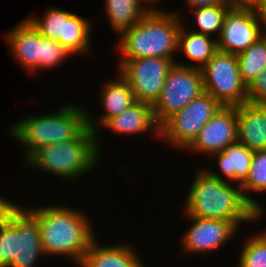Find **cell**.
Wrapping results in <instances>:
<instances>
[{"instance_id":"6da1fadb","label":"cell","mask_w":266,"mask_h":267,"mask_svg":"<svg viewBox=\"0 0 266 267\" xmlns=\"http://www.w3.org/2000/svg\"><path fill=\"white\" fill-rule=\"evenodd\" d=\"M183 216L222 219L238 229L241 223H257L259 211L245 198L241 186L234 187L210 175L205 168L195 175L185 199Z\"/></svg>"},{"instance_id":"7a4b0ae2","label":"cell","mask_w":266,"mask_h":267,"mask_svg":"<svg viewBox=\"0 0 266 267\" xmlns=\"http://www.w3.org/2000/svg\"><path fill=\"white\" fill-rule=\"evenodd\" d=\"M36 207L25 208L38 221L45 256H65L79 265L96 238L91 218L67 205Z\"/></svg>"},{"instance_id":"3957f363","label":"cell","mask_w":266,"mask_h":267,"mask_svg":"<svg viewBox=\"0 0 266 267\" xmlns=\"http://www.w3.org/2000/svg\"><path fill=\"white\" fill-rule=\"evenodd\" d=\"M48 114L28 115L10 126V135L23 145V163L39 148L78 139L88 128V111L65 104Z\"/></svg>"},{"instance_id":"277c9868","label":"cell","mask_w":266,"mask_h":267,"mask_svg":"<svg viewBox=\"0 0 266 267\" xmlns=\"http://www.w3.org/2000/svg\"><path fill=\"white\" fill-rule=\"evenodd\" d=\"M176 11H149L140 22L119 34V61L142 57L175 58L183 17ZM182 18V20H181Z\"/></svg>"},{"instance_id":"5b68a950","label":"cell","mask_w":266,"mask_h":267,"mask_svg":"<svg viewBox=\"0 0 266 267\" xmlns=\"http://www.w3.org/2000/svg\"><path fill=\"white\" fill-rule=\"evenodd\" d=\"M42 255L37 219L0 195V267H35Z\"/></svg>"},{"instance_id":"8992f818","label":"cell","mask_w":266,"mask_h":267,"mask_svg":"<svg viewBox=\"0 0 266 267\" xmlns=\"http://www.w3.org/2000/svg\"><path fill=\"white\" fill-rule=\"evenodd\" d=\"M96 133L88 128L78 139L43 146L23 164L28 168L45 171L55 178L77 181L92 172L100 162Z\"/></svg>"},{"instance_id":"52a82bcc","label":"cell","mask_w":266,"mask_h":267,"mask_svg":"<svg viewBox=\"0 0 266 267\" xmlns=\"http://www.w3.org/2000/svg\"><path fill=\"white\" fill-rule=\"evenodd\" d=\"M221 106L209 93L203 92L160 125L159 139L169 143L172 149L185 150Z\"/></svg>"},{"instance_id":"ba28073f","label":"cell","mask_w":266,"mask_h":267,"mask_svg":"<svg viewBox=\"0 0 266 267\" xmlns=\"http://www.w3.org/2000/svg\"><path fill=\"white\" fill-rule=\"evenodd\" d=\"M204 91L222 106L247 102V86L240 75L237 55L217 51L201 68Z\"/></svg>"},{"instance_id":"9c48e42d","label":"cell","mask_w":266,"mask_h":267,"mask_svg":"<svg viewBox=\"0 0 266 267\" xmlns=\"http://www.w3.org/2000/svg\"><path fill=\"white\" fill-rule=\"evenodd\" d=\"M203 92L201 69L174 63L165 78L161 94L152 105L155 121L160 126Z\"/></svg>"},{"instance_id":"30bf717a","label":"cell","mask_w":266,"mask_h":267,"mask_svg":"<svg viewBox=\"0 0 266 267\" xmlns=\"http://www.w3.org/2000/svg\"><path fill=\"white\" fill-rule=\"evenodd\" d=\"M176 58L142 57L119 61L118 72L128 82L135 100L153 105Z\"/></svg>"},{"instance_id":"8fae6325","label":"cell","mask_w":266,"mask_h":267,"mask_svg":"<svg viewBox=\"0 0 266 267\" xmlns=\"http://www.w3.org/2000/svg\"><path fill=\"white\" fill-rule=\"evenodd\" d=\"M266 33L262 21L247 2H239L226 14L220 36L219 51L235 54L246 50Z\"/></svg>"},{"instance_id":"7c38bea8","label":"cell","mask_w":266,"mask_h":267,"mask_svg":"<svg viewBox=\"0 0 266 267\" xmlns=\"http://www.w3.org/2000/svg\"><path fill=\"white\" fill-rule=\"evenodd\" d=\"M190 227L181 237L182 251L185 254H206L222 248L239 230L232 222L222 219H204L185 216ZM219 248V249H218Z\"/></svg>"},{"instance_id":"4fadbf2b","label":"cell","mask_w":266,"mask_h":267,"mask_svg":"<svg viewBox=\"0 0 266 267\" xmlns=\"http://www.w3.org/2000/svg\"><path fill=\"white\" fill-rule=\"evenodd\" d=\"M236 141V106H221L184 151L211 156Z\"/></svg>"},{"instance_id":"5bb4252c","label":"cell","mask_w":266,"mask_h":267,"mask_svg":"<svg viewBox=\"0 0 266 267\" xmlns=\"http://www.w3.org/2000/svg\"><path fill=\"white\" fill-rule=\"evenodd\" d=\"M6 41L14 60L28 73L41 71V34L26 18L6 33Z\"/></svg>"},{"instance_id":"9a60e30c","label":"cell","mask_w":266,"mask_h":267,"mask_svg":"<svg viewBox=\"0 0 266 267\" xmlns=\"http://www.w3.org/2000/svg\"><path fill=\"white\" fill-rule=\"evenodd\" d=\"M99 100L103 107L104 113L97 119L92 117L90 112L88 114V126L96 133L97 147L101 152L102 147L100 142L99 128L109 118L117 116L122 113L128 107L136 102L134 94L130 89L128 82L119 74L116 79H108L102 84ZM91 115V116H90ZM101 147V148H100Z\"/></svg>"},{"instance_id":"2e32d148","label":"cell","mask_w":266,"mask_h":267,"mask_svg":"<svg viewBox=\"0 0 266 267\" xmlns=\"http://www.w3.org/2000/svg\"><path fill=\"white\" fill-rule=\"evenodd\" d=\"M237 141L252 152L266 150V105L236 106Z\"/></svg>"},{"instance_id":"e0dca14e","label":"cell","mask_w":266,"mask_h":267,"mask_svg":"<svg viewBox=\"0 0 266 267\" xmlns=\"http://www.w3.org/2000/svg\"><path fill=\"white\" fill-rule=\"evenodd\" d=\"M132 246L128 243L100 246L95 238L79 267H146Z\"/></svg>"},{"instance_id":"ac0fdd59","label":"cell","mask_w":266,"mask_h":267,"mask_svg":"<svg viewBox=\"0 0 266 267\" xmlns=\"http://www.w3.org/2000/svg\"><path fill=\"white\" fill-rule=\"evenodd\" d=\"M118 134L131 135L153 132L159 138L160 126L155 121L151 104L136 101L122 113L109 118L101 128Z\"/></svg>"},{"instance_id":"d6986e66","label":"cell","mask_w":266,"mask_h":267,"mask_svg":"<svg viewBox=\"0 0 266 267\" xmlns=\"http://www.w3.org/2000/svg\"><path fill=\"white\" fill-rule=\"evenodd\" d=\"M253 153L245 145L240 144L238 141L228 145L222 152L211 155L213 159L217 156L218 166L220 172L205 169L210 175L218 177L219 179L232 182L235 185L241 183L247 178L250 165L253 158ZM222 175H220V174Z\"/></svg>"},{"instance_id":"ffe728a7","label":"cell","mask_w":266,"mask_h":267,"mask_svg":"<svg viewBox=\"0 0 266 267\" xmlns=\"http://www.w3.org/2000/svg\"><path fill=\"white\" fill-rule=\"evenodd\" d=\"M188 27L182 24L179 30L178 37V53L181 52L190 59L192 63H179L176 64L201 69L208 60L218 51L217 39L212 36L204 35L186 29Z\"/></svg>"},{"instance_id":"44dd1931","label":"cell","mask_w":266,"mask_h":267,"mask_svg":"<svg viewBox=\"0 0 266 267\" xmlns=\"http://www.w3.org/2000/svg\"><path fill=\"white\" fill-rule=\"evenodd\" d=\"M104 10L112 31L120 34L133 27L149 12L141 0H103ZM143 5V6H142Z\"/></svg>"},{"instance_id":"7402d4cb","label":"cell","mask_w":266,"mask_h":267,"mask_svg":"<svg viewBox=\"0 0 266 267\" xmlns=\"http://www.w3.org/2000/svg\"><path fill=\"white\" fill-rule=\"evenodd\" d=\"M92 26L88 18L72 13L67 21H64L63 37H59V43L73 56L89 53L92 49Z\"/></svg>"},{"instance_id":"603a6c76","label":"cell","mask_w":266,"mask_h":267,"mask_svg":"<svg viewBox=\"0 0 266 267\" xmlns=\"http://www.w3.org/2000/svg\"><path fill=\"white\" fill-rule=\"evenodd\" d=\"M240 75L248 86L266 67V33L243 52L237 54Z\"/></svg>"},{"instance_id":"cb8c5ba5","label":"cell","mask_w":266,"mask_h":267,"mask_svg":"<svg viewBox=\"0 0 266 267\" xmlns=\"http://www.w3.org/2000/svg\"><path fill=\"white\" fill-rule=\"evenodd\" d=\"M245 198L259 211V218H262L264 206L247 196L251 192H266V150L255 151L247 178L241 183ZM248 192V193H247Z\"/></svg>"},{"instance_id":"d4e9b609","label":"cell","mask_w":266,"mask_h":267,"mask_svg":"<svg viewBox=\"0 0 266 267\" xmlns=\"http://www.w3.org/2000/svg\"><path fill=\"white\" fill-rule=\"evenodd\" d=\"M231 8L233 7L208 6L193 9L194 25L197 27L196 29L190 30L208 36L212 35V37L218 39L222 30L224 18Z\"/></svg>"},{"instance_id":"484cf974","label":"cell","mask_w":266,"mask_h":267,"mask_svg":"<svg viewBox=\"0 0 266 267\" xmlns=\"http://www.w3.org/2000/svg\"><path fill=\"white\" fill-rule=\"evenodd\" d=\"M44 16L41 18L29 16L27 19L44 37L59 42V37H63L64 21L72 14V12L62 8H47Z\"/></svg>"},{"instance_id":"4316f807","label":"cell","mask_w":266,"mask_h":267,"mask_svg":"<svg viewBox=\"0 0 266 267\" xmlns=\"http://www.w3.org/2000/svg\"><path fill=\"white\" fill-rule=\"evenodd\" d=\"M262 231L243 242L237 267H266V231Z\"/></svg>"},{"instance_id":"83f0119b","label":"cell","mask_w":266,"mask_h":267,"mask_svg":"<svg viewBox=\"0 0 266 267\" xmlns=\"http://www.w3.org/2000/svg\"><path fill=\"white\" fill-rule=\"evenodd\" d=\"M71 55L58 41L44 38L41 35V70L57 67Z\"/></svg>"},{"instance_id":"f1b7e54d","label":"cell","mask_w":266,"mask_h":267,"mask_svg":"<svg viewBox=\"0 0 266 267\" xmlns=\"http://www.w3.org/2000/svg\"><path fill=\"white\" fill-rule=\"evenodd\" d=\"M247 102L266 105V67L247 86Z\"/></svg>"},{"instance_id":"f546056e","label":"cell","mask_w":266,"mask_h":267,"mask_svg":"<svg viewBox=\"0 0 266 267\" xmlns=\"http://www.w3.org/2000/svg\"><path fill=\"white\" fill-rule=\"evenodd\" d=\"M184 3L187 5L190 12L192 9L208 7V6H225V7H235L239 1L238 0H185Z\"/></svg>"},{"instance_id":"4dcf8cb0","label":"cell","mask_w":266,"mask_h":267,"mask_svg":"<svg viewBox=\"0 0 266 267\" xmlns=\"http://www.w3.org/2000/svg\"><path fill=\"white\" fill-rule=\"evenodd\" d=\"M247 3L254 9L255 14L266 28V0H248Z\"/></svg>"},{"instance_id":"1f68e13d","label":"cell","mask_w":266,"mask_h":267,"mask_svg":"<svg viewBox=\"0 0 266 267\" xmlns=\"http://www.w3.org/2000/svg\"><path fill=\"white\" fill-rule=\"evenodd\" d=\"M162 0H141V2L148 8L149 11H164V9L157 8L155 4L161 2ZM147 4V5H146Z\"/></svg>"},{"instance_id":"d6a6232c","label":"cell","mask_w":266,"mask_h":267,"mask_svg":"<svg viewBox=\"0 0 266 267\" xmlns=\"http://www.w3.org/2000/svg\"><path fill=\"white\" fill-rule=\"evenodd\" d=\"M239 2H247L248 0H238Z\"/></svg>"}]
</instances>
